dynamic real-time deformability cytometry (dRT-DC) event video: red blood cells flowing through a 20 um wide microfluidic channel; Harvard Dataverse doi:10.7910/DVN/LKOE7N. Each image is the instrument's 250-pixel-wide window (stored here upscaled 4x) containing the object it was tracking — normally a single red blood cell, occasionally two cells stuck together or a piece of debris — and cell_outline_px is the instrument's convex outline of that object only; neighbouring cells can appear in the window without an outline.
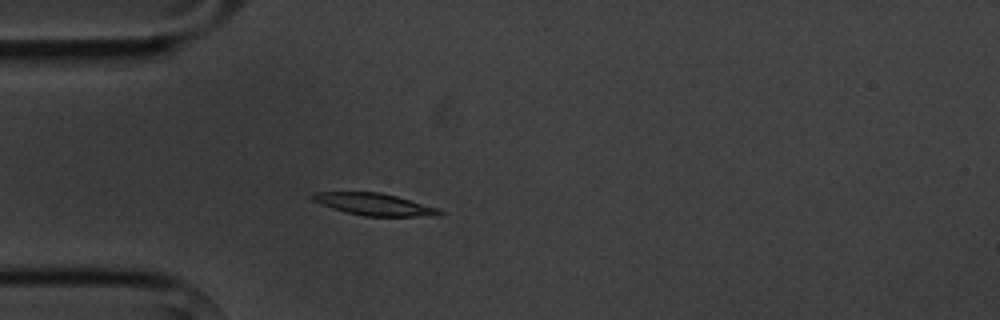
{"species": "common noctule bat (a hibernating species)", "species_latin": "Nyctalus noctula", "temperature_condition": "cold", "stored_images_in_passage": 4, "camera_frame_rate_fps": 3000, "um_per_image_px": 0.085, "animal": {"sex": "male", "body_mass_g": 20.1, "forearm_length_mm": 53.5}, "frame": {"image": 1, "passage_image": 4, "time_ms": 3.667, "image_size_px": [1000, 320], "cell_outline_px": [[444, 212], [440, 216], [364, 216], [332, 208], [320, 204], [312, 200], [308, 196], [312, 192], [380, 192], [396, 196], [436, 208]], "centroid_in_image_um": [31.75, 17.36], "position_along_channel_um": 53.2, "area_um2": 16.18}}